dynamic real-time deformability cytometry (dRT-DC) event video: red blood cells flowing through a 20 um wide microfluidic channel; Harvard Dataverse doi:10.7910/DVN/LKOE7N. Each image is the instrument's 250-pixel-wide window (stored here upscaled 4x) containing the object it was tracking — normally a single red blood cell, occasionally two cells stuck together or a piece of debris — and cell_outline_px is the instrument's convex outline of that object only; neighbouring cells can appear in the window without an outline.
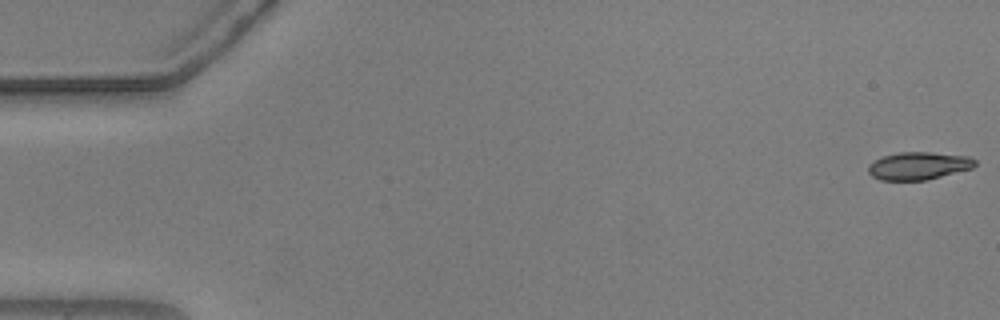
{"species": "common noctule bat (a hibernating species)", "species_latin": "Nyctalus noctula", "temperature_condition": "warm", "stored_images_in_passage": 14, "camera_frame_rate_fps": 3000, "um_per_image_px": 0.085, "animal": {"sex": "male", "body_mass_g": 20.5, "forearm_length_mm": 52.5}, "frame": {"image": 1, "passage_image": 1, "time_ms": 0.0, "image_size_px": [1000, 320], "cell_outline_px": [[976, 164], [972, 168], [924, 180], [880, 180], [872, 176], [868, 172], [868, 164], [884, 156], [900, 152], [932, 152], [968, 156], [976, 160]], "centroid_in_image_um": [78.07, 14.09], "position_along_channel_um": 6.9, "area_um2": 17.05}}
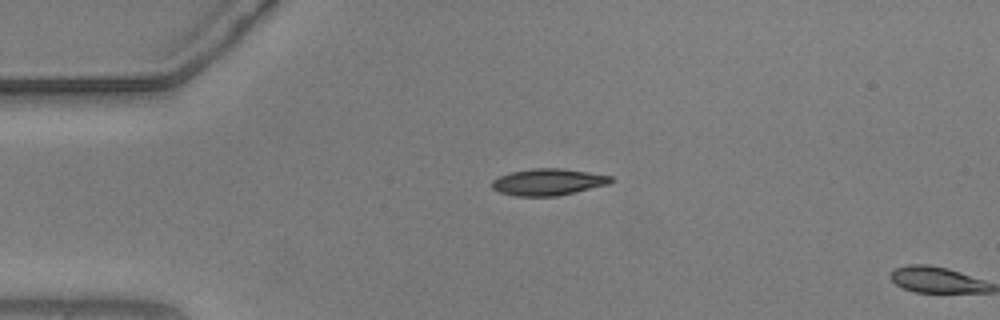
{"frame": {"image": 2, "passage_image": 13, "time_ms": 4.0, "image_size_px": [1000, 320], "cell_outline_px": [[616, 180], [608, 184], [556, 196], [516, 196], [500, 192], [492, 188], [492, 180], [508, 172], [532, 168], [564, 168], [612, 176]], "centroid_in_image_um": [46.59, 15.46], "position_along_channel_um": 38.4, "area_um2": 18.5}}